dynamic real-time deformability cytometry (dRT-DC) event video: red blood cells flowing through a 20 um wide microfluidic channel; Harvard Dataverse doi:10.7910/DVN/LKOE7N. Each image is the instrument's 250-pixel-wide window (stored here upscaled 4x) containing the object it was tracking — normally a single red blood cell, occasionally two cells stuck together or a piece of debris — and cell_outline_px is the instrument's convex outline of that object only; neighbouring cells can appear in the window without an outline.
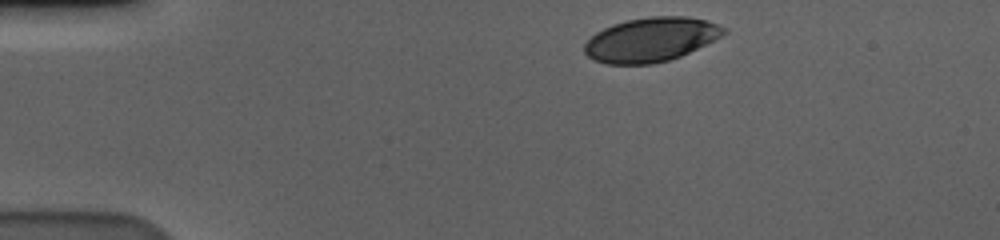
{"species": "human", "species_latin": "Homo sapiens", "temperature_condition": "cold", "stored_images_in_passage": 39, "camera_frame_rate_fps": 3000, "um_per_image_px": 0.085, "donor": {"sex": "male"}, "frame": {"image": 1, "passage_image": 1, "time_ms": 0.0, "image_size_px": [1000, 240], "cell_outline_px": [[728, 32], [680, 56], [668, 60], [652, 64], [608, 64], [592, 60], [584, 52], [584, 44], [596, 32], [612, 24], [628, 20], [652, 16], [684, 16], [704, 20], [716, 24], [724, 28]], "centroid_in_image_um": [55.27, 3.37], "position_along_channel_um": 29.7, "area_um2": 35.43}}
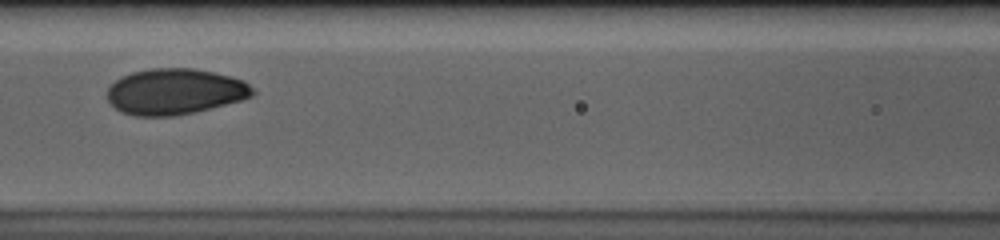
{"frame": {"image": 2, "passage_image": 17, "time_ms": 5.333, "image_size_px": [1000, 240], "cell_outline_px": [[256, 92], [252, 96], [244, 100], [196, 112], [176, 116], [136, 116], [120, 112], [108, 100], [108, 88], [120, 76], [132, 72], [152, 68], [192, 68], [212, 72], [244, 80]], "centroid_in_image_um": [14.88, 7.79], "position_along_channel_um": 151.7, "area_um2": 39.07}}
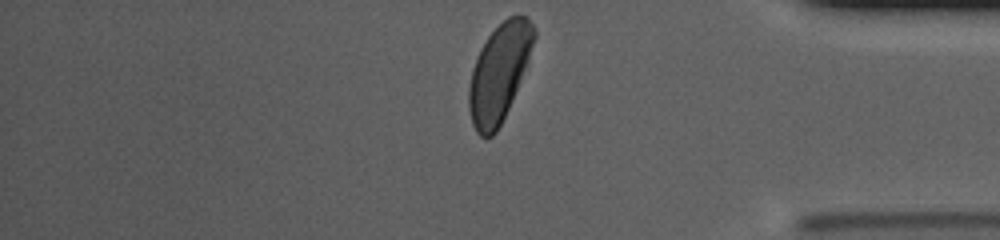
{"frame": {"image": 3, "passage_image": 39, "time_ms": 12.667, "image_size_px": [1000, 240], "cell_outline_px": [[536, 36], [528, 60], [508, 108], [496, 132], [492, 136], [480, 136], [476, 132], [472, 124], [468, 108], [468, 88], [472, 68], [480, 48], [488, 36], [508, 16], [524, 16], [536, 28]], "centroid_in_image_um": [42.4, 6.18], "position_along_channel_um": 392.8, "area_um2": 36.36}, "authors_computed_cell_mechanics": {"area_um2": 38.4948, "velocity_mm_per_s": 3.573, "shape_relaxation_time_tau1_ms": 2.9182, "shape_relaxation_time_tau2_ms": null, "deformation_change_tau1": 0.1348, "deformation_change_tau2": null}}